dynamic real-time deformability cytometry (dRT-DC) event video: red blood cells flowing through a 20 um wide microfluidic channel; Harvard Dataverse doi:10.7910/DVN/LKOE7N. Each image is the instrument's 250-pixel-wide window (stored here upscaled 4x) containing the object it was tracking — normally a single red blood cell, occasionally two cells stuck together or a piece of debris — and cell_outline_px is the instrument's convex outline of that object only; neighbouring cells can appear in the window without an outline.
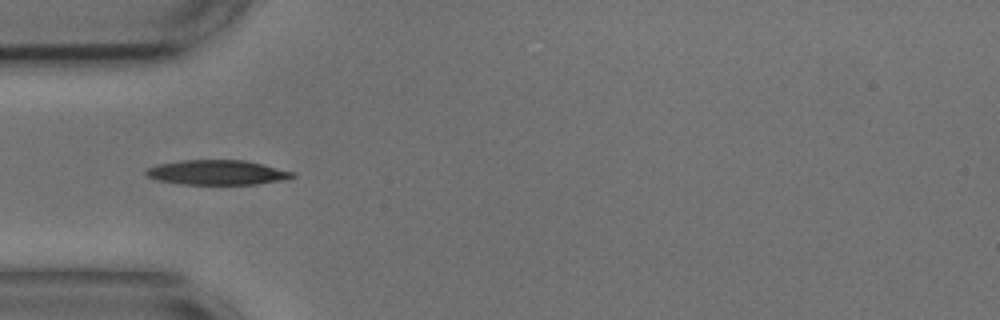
{"species": "common noctule bat (a hibernating species)", "species_latin": "Nyctalus noctula", "temperature_condition": "cold", "stored_images_in_passage": 15, "camera_frame_rate_fps": 3000, "um_per_image_px": 0.085, "animal": {"sex": "male", "body_mass_g": 17.9, "forearm_length_mm": 54.2}, "frame": {"image": 1, "passage_image": 1, "time_ms": 0.0, "image_size_px": [1000, 320], "cell_outline_px": [[296, 176], [280, 180], [256, 184], [184, 184], [160, 180], [148, 176], [144, 172], [148, 168], [160, 164], [184, 160], [244, 160], [264, 164], [296, 172]], "centroid_in_image_um": [18.52, 14.65], "position_along_channel_um": 66.5, "area_um2": 20.87}}
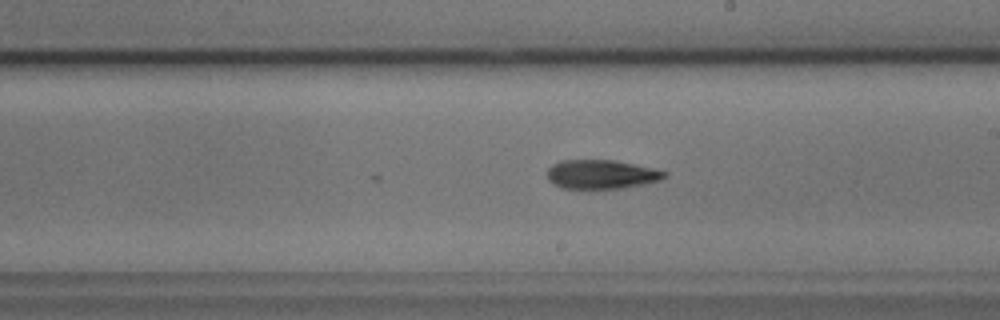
{"frame": {"image": 2, "passage_image": 15, "time_ms": 4.667, "image_size_px": [1000, 320], "cell_outline_px": [[668, 176], [660, 180], [644, 184], [620, 188], [560, 188], [552, 184], [548, 180], [548, 168], [552, 164], [560, 160], [612, 160], [652, 168], [668, 172]], "centroid_in_image_um": [51.09, 14.82], "position_along_channel_um": 237.9, "area_um2": 19.77}}